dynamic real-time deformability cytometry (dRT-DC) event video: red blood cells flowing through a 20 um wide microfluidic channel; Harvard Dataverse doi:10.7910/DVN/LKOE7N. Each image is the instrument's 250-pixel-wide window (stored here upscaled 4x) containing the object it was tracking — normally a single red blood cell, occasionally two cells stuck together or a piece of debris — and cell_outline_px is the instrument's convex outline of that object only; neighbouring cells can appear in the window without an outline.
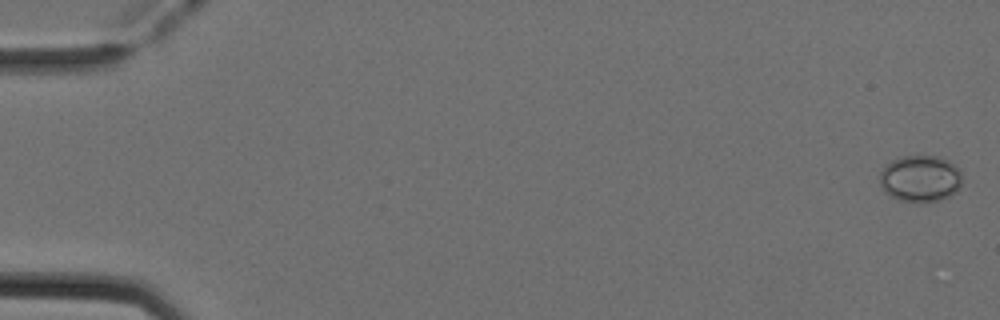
{"species": "Egyptian fruit bat (a non-hibernating species)", "species_latin": "Rousettus aegyptiacus", "temperature_condition": "cold", "stored_images_in_passage": 27, "camera_frame_rate_fps": 3000, "um_per_image_px": 0.085, "animal": {"sex": "female"}, "frame": {"image": 1, "passage_image": 1, "time_ms": 0.0, "image_size_px": [1000, 320], "cell_outline_px": [[960, 188], [948, 196], [940, 200], [928, 204], [916, 204], [896, 200], [884, 192], [880, 184], [880, 172], [892, 160], [900, 156], [940, 156], [948, 160], [960, 168]], "centroid_in_image_um": [78.21, 15.22], "position_along_channel_um": 6.8, "area_um2": 22.95}}
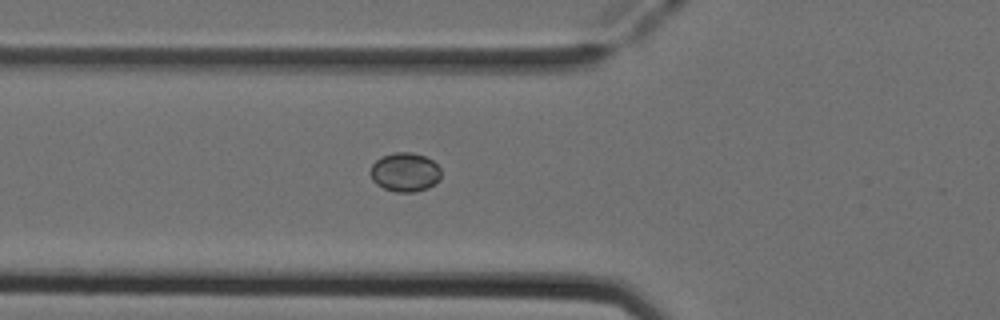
{"frame": {"image": 2, "passage_image": 19, "time_ms": 6.0, "image_size_px": [1000, 320], "cell_outline_px": [[440, 180], [428, 188], [412, 192], [396, 192], [384, 188], [376, 184], [372, 180], [368, 172], [372, 164], [376, 160], [384, 156], [396, 152], [412, 152], [424, 156], [432, 160], [440, 168]], "centroid_in_image_um": [34.4, 14.64], "position_along_channel_um": 91.4, "area_um2": 16.13}}
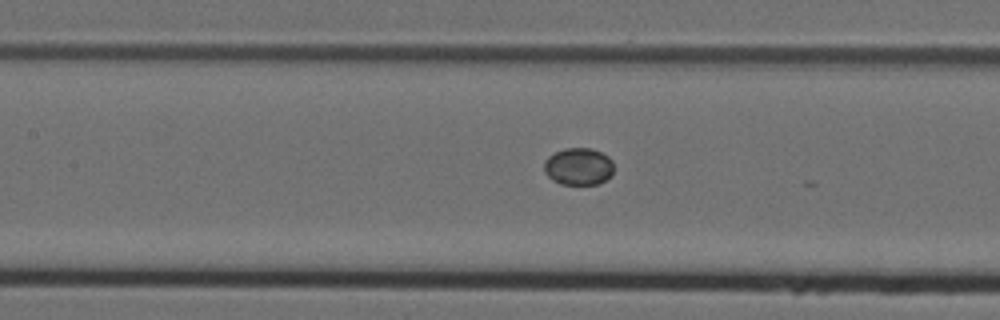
{"frame": {"image": 3, "passage_image": 24, "time_ms": 7.667, "image_size_px": [1000, 320], "cell_outline_px": [[612, 176], [596, 184], [560, 184], [552, 180], [544, 172], [544, 160], [548, 156], [564, 148], [592, 148], [608, 156], [612, 160]], "centroid_in_image_um": [49.15, 14.15], "position_along_channel_um": 158.2, "area_um2": 15.14}}